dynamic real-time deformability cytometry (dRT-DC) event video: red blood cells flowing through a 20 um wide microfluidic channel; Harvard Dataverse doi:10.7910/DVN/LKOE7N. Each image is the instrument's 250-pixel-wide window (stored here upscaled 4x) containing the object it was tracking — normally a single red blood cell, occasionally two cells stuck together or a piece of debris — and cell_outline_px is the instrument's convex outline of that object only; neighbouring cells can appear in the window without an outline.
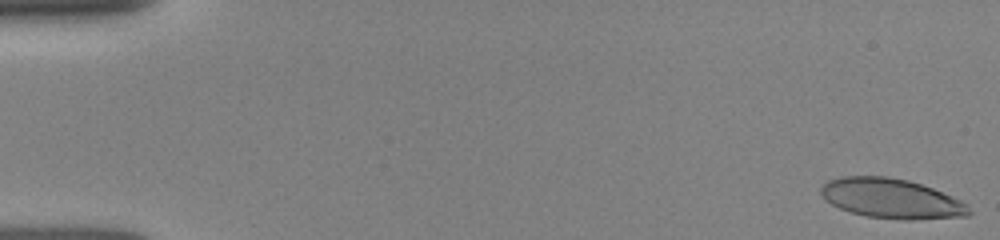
{"species": "human", "species_latin": "Homo sapiens", "temperature_condition": "room temperature", "stored_images_in_passage": 8, "camera_frame_rate_fps": 3000, "um_per_image_px": 0.085, "donor": {"sex": "female"}, "frame": {"image": 1, "passage_image": 1, "time_ms": 0.0, "image_size_px": [1000, 240], "cell_outline_px": [[972, 212], [968, 216], [912, 220], [900, 220], [868, 216], [852, 212], [840, 208], [824, 200], [820, 192], [820, 188], [828, 180], [840, 176], [888, 176], [908, 180], [932, 188], [960, 200], [968, 204]], "centroid_in_image_um": [75.77, 16.87], "position_along_channel_um": 9.2, "area_um2": 34.39}}
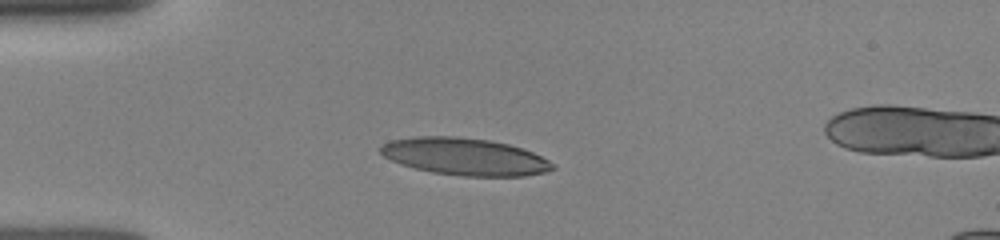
{"frame": {"image": 2, "passage_image": 6, "time_ms": 4.0, "image_size_px": [1000, 240], "cell_outline_px": [[556, 168], [544, 172], [524, 176], [464, 176], [432, 172], [400, 164], [384, 156], [380, 152], [380, 148], [384, 144], [392, 140], [416, 136], [456, 136], [488, 140], [508, 144], [532, 152], [548, 160]], "centroid_in_image_um": [39.5, 13.31], "position_along_channel_um": 45.5, "area_um2": 36.93}}